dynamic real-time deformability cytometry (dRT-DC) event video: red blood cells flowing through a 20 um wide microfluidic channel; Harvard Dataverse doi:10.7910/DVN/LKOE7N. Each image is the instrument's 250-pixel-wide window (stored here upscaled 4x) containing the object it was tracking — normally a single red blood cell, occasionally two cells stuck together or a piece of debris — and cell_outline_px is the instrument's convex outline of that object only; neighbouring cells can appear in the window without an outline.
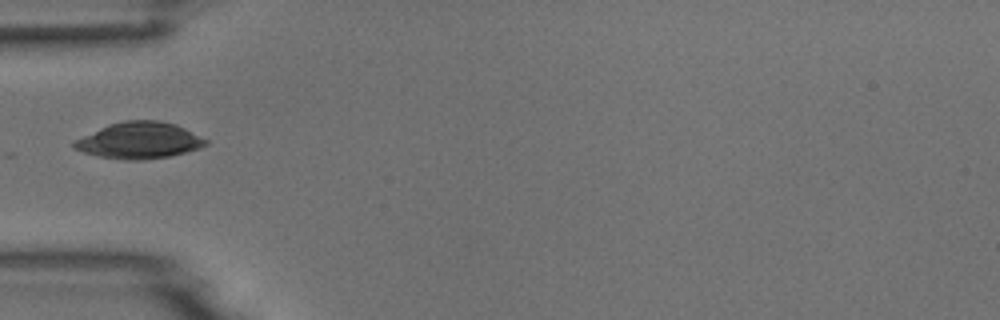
{"species": "common noctule bat (a hibernating species)", "species_latin": "Nyctalus noctula", "temperature_condition": "room temperature", "stored_images_in_passage": 7, "camera_frame_rate_fps": 3000, "um_per_image_px": 0.085, "animal": {"sex": "male", "body_mass_g": 18.8}, "frame": {"image": 1, "passage_image": 4, "time_ms": 4.333, "image_size_px": [1000, 320], "cell_outline_px": [[208, 144], [200, 148], [168, 156], [144, 160], [124, 160], [100, 156], [84, 152], [72, 148], [72, 144], [76, 140], [108, 124], [124, 120], [156, 120], [176, 124], [208, 140]], "centroid_in_image_um": [11.85, 11.93], "position_along_channel_um": 73.2, "area_um2": 27.69}}